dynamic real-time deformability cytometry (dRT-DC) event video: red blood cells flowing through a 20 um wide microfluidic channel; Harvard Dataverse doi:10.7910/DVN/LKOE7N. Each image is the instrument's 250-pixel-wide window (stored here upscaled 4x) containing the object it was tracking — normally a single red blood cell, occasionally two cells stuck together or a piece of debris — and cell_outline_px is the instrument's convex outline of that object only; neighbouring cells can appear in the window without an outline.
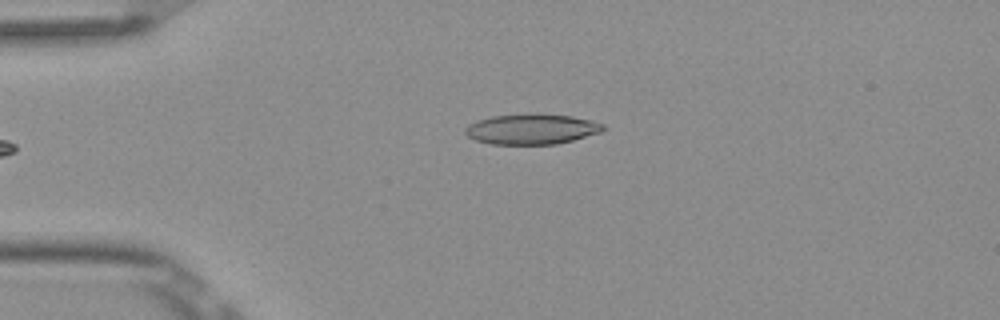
{"species": "Egyptian fruit bat (a non-hibernating species)", "species_latin": "Rousettus aegyptiacus", "temperature_condition": "room temperature", "stored_images_in_passage": 4, "camera_frame_rate_fps": 3000, "um_per_image_px": 0.085, "frame": {"image": 1, "passage_image": 4, "time_ms": 1.0, "image_size_px": [1000, 320], "cell_outline_px": [[604, 128], [600, 132], [572, 140], [556, 144], [492, 144], [476, 140], [468, 136], [464, 132], [464, 128], [468, 124], [476, 120], [492, 116], [572, 116], [592, 120], [604, 124]], "centroid_in_image_um": [45.16, 11.01], "position_along_channel_um": 39.8, "area_um2": 23.52}}